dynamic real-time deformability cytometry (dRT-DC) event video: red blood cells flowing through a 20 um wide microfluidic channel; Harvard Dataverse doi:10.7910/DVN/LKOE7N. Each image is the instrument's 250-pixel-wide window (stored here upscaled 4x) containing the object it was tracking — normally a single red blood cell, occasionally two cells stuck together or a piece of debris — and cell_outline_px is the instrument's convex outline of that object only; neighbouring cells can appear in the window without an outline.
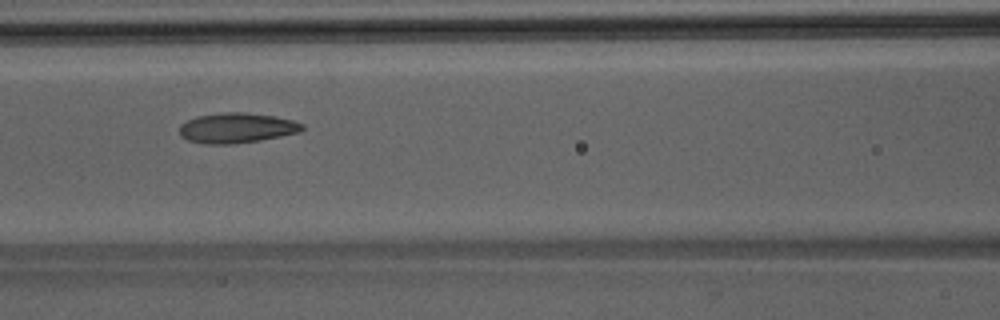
{"species": "Egyptian fruit bat (a non-hibernating species)", "species_latin": "Rousettus aegyptiacus", "temperature_condition": "room temperature", "stored_images_in_passage": 33, "camera_frame_rate_fps": 3000, "um_per_image_px": 0.085, "animal": {"sex": "male"}, "frame": {"image": 1, "passage_image": 6, "time_ms": 1.667, "image_size_px": [1000, 320], "cell_outline_px": [[304, 128], [300, 132], [260, 140], [232, 144], [204, 144], [188, 140], [180, 136], [180, 124], [196, 116], [224, 112], [244, 112], [276, 116], [292, 120], [304, 124]], "centroid_in_image_um": [20.12, 10.87], "position_along_channel_um": 146.5, "area_um2": 21.62}}
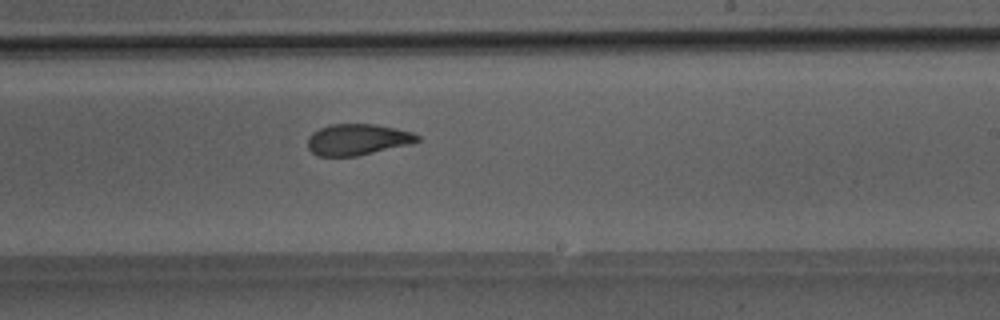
{"frame": {"image": 2, "passage_image": 14, "time_ms": 4.333, "image_size_px": [1000, 320], "cell_outline_px": [[420, 140], [408, 144], [356, 156], [316, 156], [308, 148], [308, 136], [312, 132], [320, 128], [332, 124], [376, 124], [396, 128], [412, 132], [420, 136]], "centroid_in_image_um": [30.36, 11.85], "position_along_channel_um": 258.6, "area_um2": 19.83}}
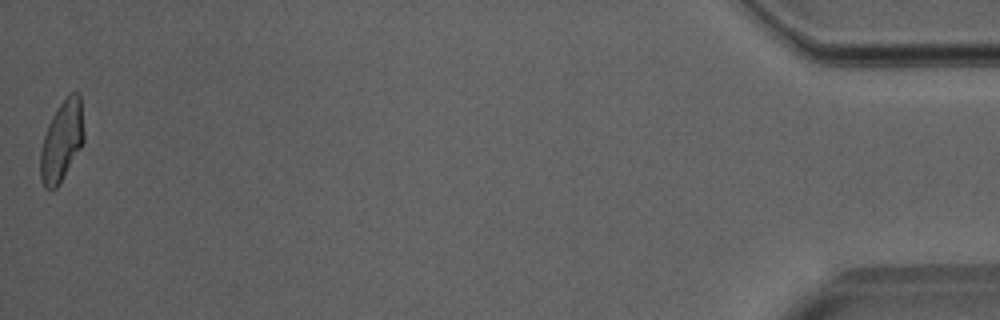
{"frame": {"image": 3, "passage_image": 33, "time_ms": 10.667, "image_size_px": [1000, 320], "cell_outline_px": [[84, 140], [80, 148], [60, 184], [56, 188], [44, 188], [40, 176], [40, 152], [44, 136], [48, 124], [52, 116], [60, 104], [72, 92], [76, 92], [80, 96], [84, 132]], "centroid_in_image_um": [5.24, 12.01], "position_along_channel_um": 430.0, "area_um2": 20.17}}